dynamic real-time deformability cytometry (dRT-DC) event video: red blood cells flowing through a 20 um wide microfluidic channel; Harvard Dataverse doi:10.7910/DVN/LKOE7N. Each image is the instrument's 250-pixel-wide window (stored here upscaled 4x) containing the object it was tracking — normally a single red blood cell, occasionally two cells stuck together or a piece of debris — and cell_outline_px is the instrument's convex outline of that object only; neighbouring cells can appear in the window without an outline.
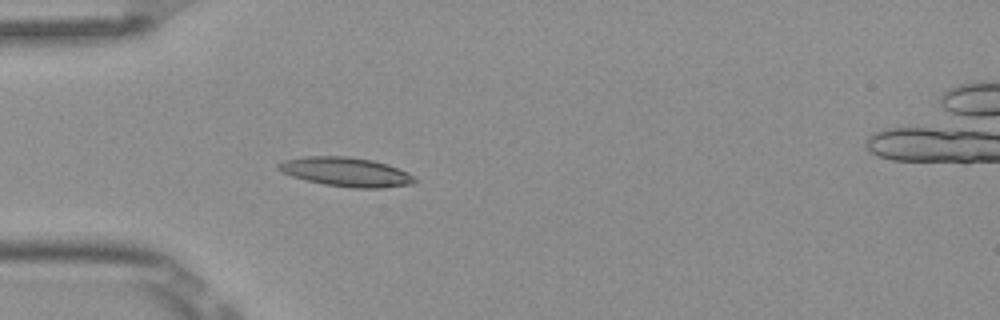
{"species": "Egyptian fruit bat (a non-hibernating species)", "species_latin": "Rousettus aegyptiacus", "temperature_condition": "room temperature", "stored_images_in_passage": 5, "camera_frame_rate_fps": 3000, "um_per_image_px": 0.085, "frame": {"image": 1, "passage_image": 5, "time_ms": 1.333, "image_size_px": [1000, 320], "cell_outline_px": [[416, 180], [412, 184], [380, 188], [352, 188], [324, 184], [292, 176], [276, 168], [276, 164], [284, 160], [304, 156], [348, 156], [372, 160], [388, 164], [408, 172]], "centroid_in_image_um": [29.41, 14.6], "position_along_channel_um": 55.6, "area_um2": 23.06}}